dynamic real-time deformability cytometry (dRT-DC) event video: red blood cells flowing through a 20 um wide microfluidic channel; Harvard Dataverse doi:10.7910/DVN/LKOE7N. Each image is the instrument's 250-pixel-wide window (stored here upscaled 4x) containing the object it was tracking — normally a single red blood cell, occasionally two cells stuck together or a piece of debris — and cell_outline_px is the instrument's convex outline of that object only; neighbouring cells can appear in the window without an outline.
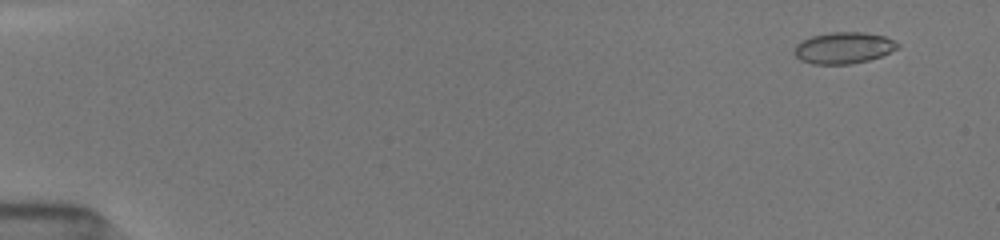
{"species": "common noctule bat (a hibernating species)", "species_latin": "Nyctalus noctula", "temperature_condition": "room temperature", "stored_images_in_passage": 52, "camera_frame_rate_fps": 3000, "um_per_image_px": 0.085, "animal": {"sex": "female", "body_mass_g": 19.5, "forearm_length_mm": 54.1}, "frame": {"image": 1, "passage_image": 4, "time_ms": 1.0, "image_size_px": [1000, 240], "cell_outline_px": [[900, 48], [880, 56], [868, 60], [852, 64], [812, 64], [800, 60], [792, 52], [796, 44], [812, 36], [832, 32], [864, 32], [884, 36], [900, 44]], "centroid_in_image_um": [71.7, 4.07], "position_along_channel_um": 13.3, "area_um2": 18.96}}
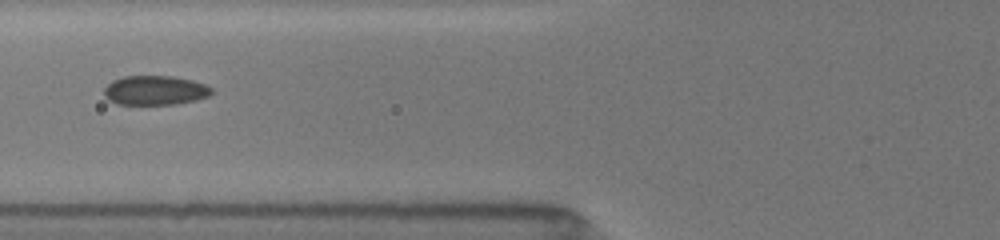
{"frame": {"image": 2, "passage_image": 22, "time_ms": 7.0, "image_size_px": [1000, 240], "cell_outline_px": [[212, 92], [208, 96], [196, 100], [176, 104], [116, 104], [108, 100], [104, 96], [104, 88], [112, 80], [124, 76], [172, 76], [192, 80], [204, 84], [212, 88]], "centroid_in_image_um": [13.15, 7.68], "position_along_channel_um": 112.6, "area_um2": 18.44}}
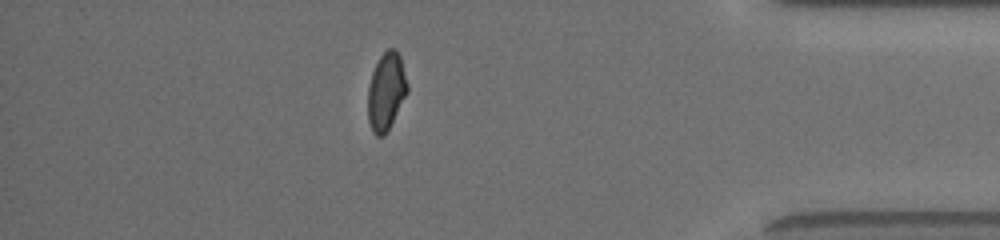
{"frame": {"image": 3, "passage_image": 46, "time_ms": 15.0, "image_size_px": [1000, 240], "cell_outline_px": [[408, 92], [384, 136], [376, 136], [372, 132], [368, 120], [368, 88], [372, 72], [380, 56], [388, 48], [396, 48], [400, 56], [408, 84]], "centroid_in_image_um": [32.82, 7.76], "position_along_channel_um": 402.4, "area_um2": 17.8}, "authors_computed_cell_mechanics": {"area_um2": 18.6116, "velocity_mm_per_s": 4.0259, "shape_relaxation_time_tau1_ms": 6.4595, "shape_relaxation_time_tau2_ms": 1.3826, "deformation_change_tau1": 0.122, "deformation_change_tau2": 0.042}}